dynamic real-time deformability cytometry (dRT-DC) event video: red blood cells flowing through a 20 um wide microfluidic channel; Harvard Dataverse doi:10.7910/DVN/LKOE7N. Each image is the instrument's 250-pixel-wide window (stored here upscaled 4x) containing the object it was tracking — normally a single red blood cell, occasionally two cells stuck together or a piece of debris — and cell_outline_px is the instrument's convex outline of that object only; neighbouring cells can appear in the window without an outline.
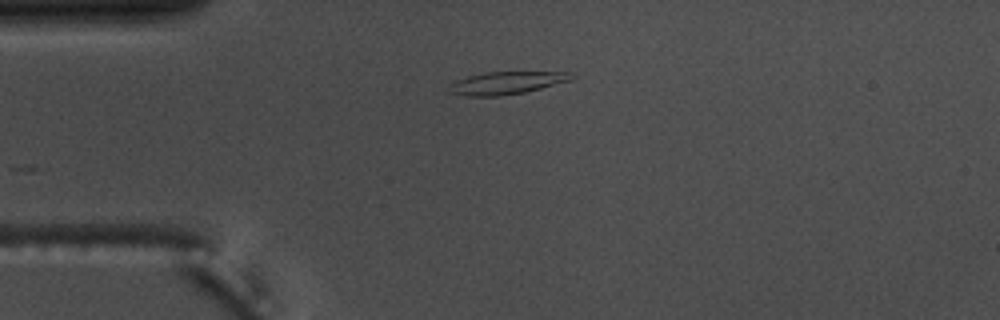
{"species": "common noctule bat (a hibernating species)", "species_latin": "Nyctalus noctula", "temperature_condition": "warm", "stored_images_in_passage": 41, "camera_frame_rate_fps": 3000, "um_per_image_px": 0.085, "animal": {"sex": "male", "body_mass_g": 17.5, "forearm_length_mm": 52.3}, "frame": {"image": 1, "passage_image": 1, "time_ms": 0.0, "image_size_px": [1000, 320], "cell_outline_px": [[572, 80], [524, 92], [500, 96], [464, 96], [448, 92], [452, 84], [456, 80], [468, 76], [484, 72], [572, 72]], "centroid_in_image_um": [43.03, 7.05], "position_along_channel_um": 42.0, "area_um2": 15.95}}
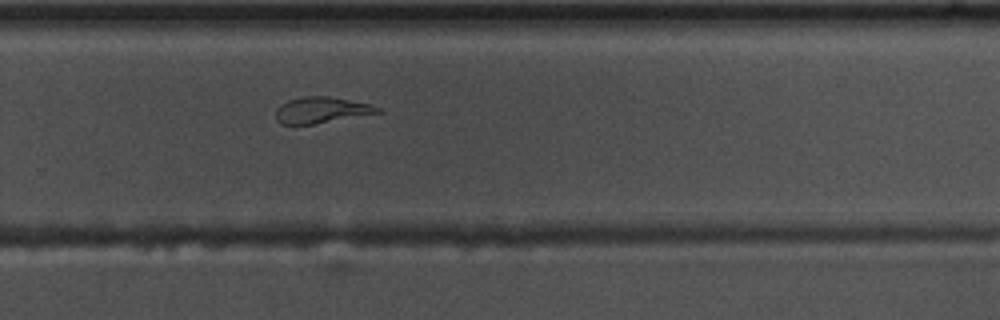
{"frame": {"image": 2, "passage_image": 24, "time_ms": 7.667, "image_size_px": [1000, 320], "cell_outline_px": [[384, 112], [316, 124], [280, 124], [276, 120], [276, 108], [280, 104], [288, 100], [304, 96], [328, 96], [368, 104], [380, 108]], "centroid_in_image_um": [27.3, 9.36], "position_along_channel_um": 302.5, "area_um2": 15.55}}
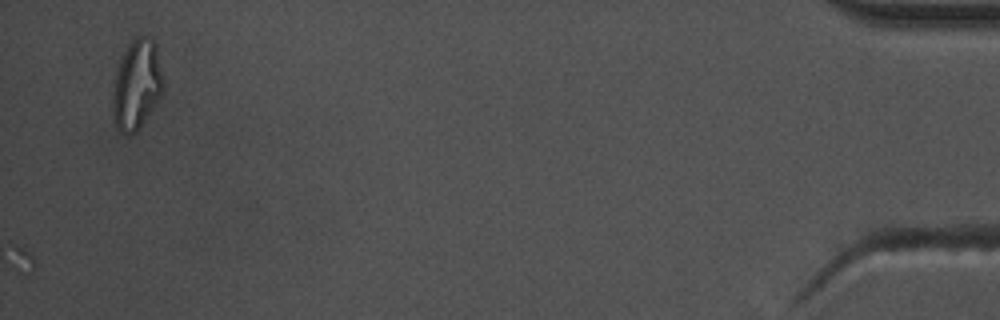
{"frame": {"image": 3, "passage_image": 41, "time_ms": 13.333, "image_size_px": [1000, 320], "cell_outline_px": [[164, 88], [160, 96], [136, 132], [128, 136], [120, 132], [116, 128], [112, 112], [112, 96], [116, 72], [120, 60], [128, 44], [136, 36], [144, 36], [152, 40], [156, 44], [164, 76]], "centroid_in_image_um": [11.62, 7.2], "position_along_channel_um": 423.6, "area_um2": 26.53}}